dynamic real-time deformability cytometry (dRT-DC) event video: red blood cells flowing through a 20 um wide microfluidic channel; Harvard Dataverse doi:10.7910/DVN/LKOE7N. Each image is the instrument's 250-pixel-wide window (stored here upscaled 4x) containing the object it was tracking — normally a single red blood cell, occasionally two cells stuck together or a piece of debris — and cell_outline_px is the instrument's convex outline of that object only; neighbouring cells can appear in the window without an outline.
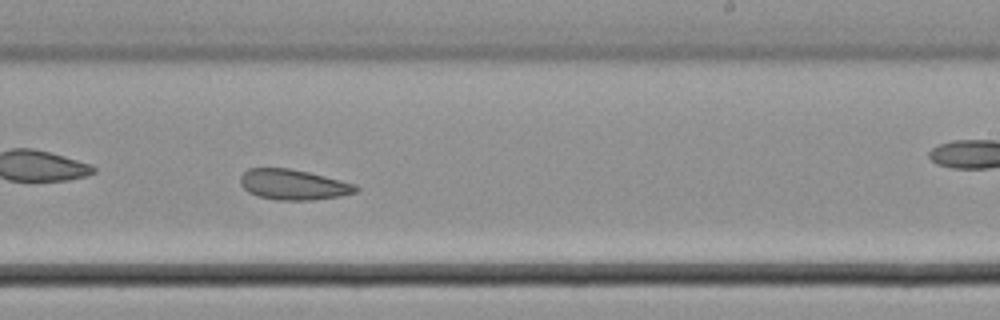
{"species": "common noctule bat (a hibernating species)", "species_latin": "Nyctalus noctula", "temperature_condition": "cold", "stored_images_in_passage": 34, "camera_frame_rate_fps": 3000, "um_per_image_px": 0.085, "animal": {"sex": "male", "body_mass_g": 21.5, "forearm_length_mm": 52.0}, "frame": {"image": 1, "passage_image": 15, "time_ms": 4.667, "image_size_px": [1000, 320], "cell_outline_px": [[360, 188], [356, 192], [340, 196], [312, 200], [276, 200], [256, 196], [248, 192], [240, 184], [240, 176], [248, 168], [288, 168], [308, 172], [356, 184]], "centroid_in_image_um": [24.91, 15.7], "position_along_channel_um": 264.1, "area_um2": 20.52}}